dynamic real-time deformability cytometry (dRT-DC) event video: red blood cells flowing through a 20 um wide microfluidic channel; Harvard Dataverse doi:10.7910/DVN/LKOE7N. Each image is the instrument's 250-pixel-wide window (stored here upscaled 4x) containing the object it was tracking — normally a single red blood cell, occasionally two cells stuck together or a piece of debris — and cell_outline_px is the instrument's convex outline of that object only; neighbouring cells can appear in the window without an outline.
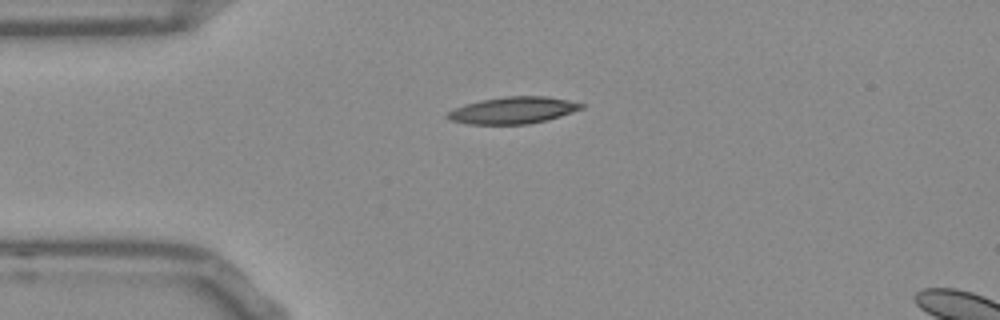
{"species": "Egyptian fruit bat (a non-hibernating species)", "species_latin": "Rousettus aegyptiacus", "temperature_condition": "room temperature", "stored_images_in_passage": 31, "camera_frame_rate_fps": 3000, "um_per_image_px": 0.085, "frame": {"image": 1, "passage_image": 1, "time_ms": 0.0, "image_size_px": [1000, 320], "cell_outline_px": [[584, 108], [548, 120], [528, 124], [468, 124], [448, 120], [444, 116], [448, 112], [464, 104], [480, 100], [504, 96], [548, 96], [568, 100], [584, 104]], "centroid_in_image_um": [43.59, 9.37], "position_along_channel_um": 41.4, "area_um2": 21.04}}
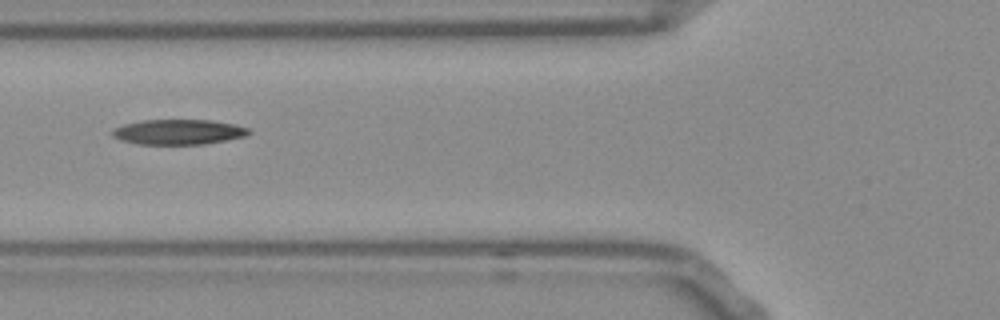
{"frame": {"image": 2, "passage_image": 8, "time_ms": 2.333, "image_size_px": [1000, 320], "cell_outline_px": [[252, 132], [244, 136], [204, 144], [140, 144], [124, 140], [112, 136], [112, 128], [124, 124], [140, 120], [212, 120], [236, 124], [248, 128]], "centroid_in_image_um": [15.17, 11.2], "position_along_channel_um": 110.6, "area_um2": 19.88}}
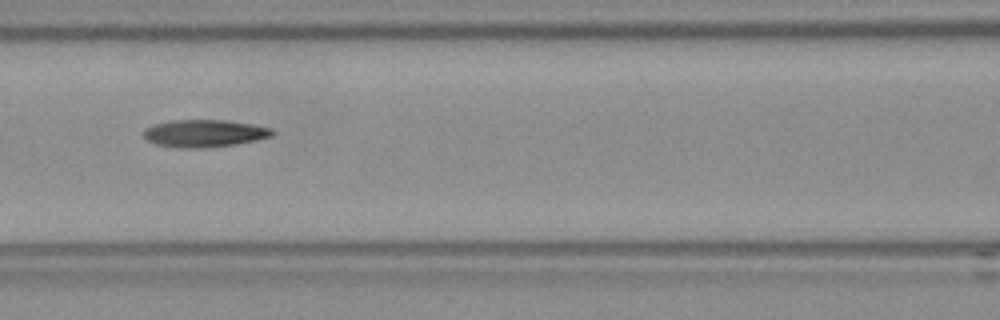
{"frame": {"image": 3, "passage_image": 11, "time_ms": 3.333, "image_size_px": [1000, 320], "cell_outline_px": [[276, 132], [272, 136], [256, 140], [236, 144], [204, 148], [180, 148], [156, 144], [148, 140], [144, 136], [144, 128], [152, 124], [172, 120], [224, 120], [252, 124], [272, 128]], "centroid_in_image_um": [17.38, 11.33], "position_along_channel_um": 149.2, "area_um2": 20.63}, "authors_computed_cell_mechanics": {"area_um2": 20.2878, "velocity_mm_per_s": 3.8154, "shape_relaxation_time_tau1_ms": null, "shape_relaxation_time_tau2_ms": 8.2389, "deformation_change_tau1": null, "deformation_change_tau2": 0.2051}}